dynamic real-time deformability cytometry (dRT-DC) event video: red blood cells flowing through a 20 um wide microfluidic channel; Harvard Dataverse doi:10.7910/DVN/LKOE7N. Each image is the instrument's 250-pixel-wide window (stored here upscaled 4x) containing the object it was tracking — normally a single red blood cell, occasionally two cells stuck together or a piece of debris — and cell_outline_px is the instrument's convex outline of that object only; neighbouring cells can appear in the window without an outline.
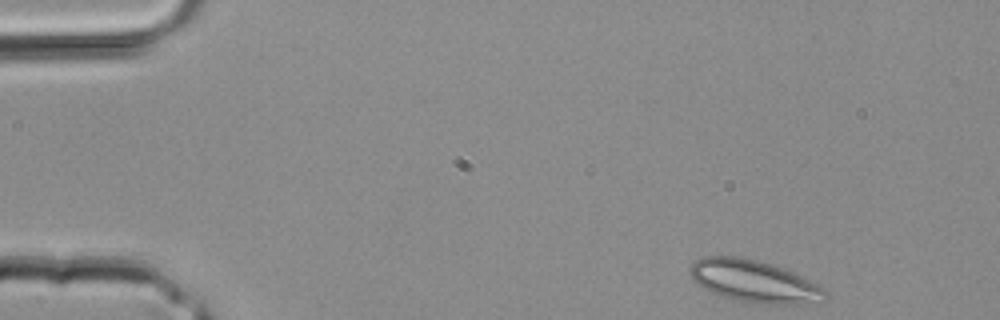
{"species": "common noctule bat (a hibernating species)", "species_latin": "Nyctalus noctula", "temperature_condition": "room temperature", "stored_images_in_passage": 35, "camera_frame_rate_fps": 3000, "um_per_image_px": 0.085, "animal": {"sex": "male", "body_mass_g": 20.4}, "frame": {"image": 1, "passage_image": 1, "time_ms": 0.0, "image_size_px": [1000, 320], "cell_outline_px": [[828, 296], [820, 304], [752, 304], [732, 300], [712, 292], [704, 288], [692, 280], [692, 264], [696, 260], [704, 256], [740, 256], [772, 264], [784, 268], [824, 288], [828, 292]], "centroid_in_image_um": [64.16, 23.94], "position_along_channel_um": 20.8, "area_um2": 33.52}}
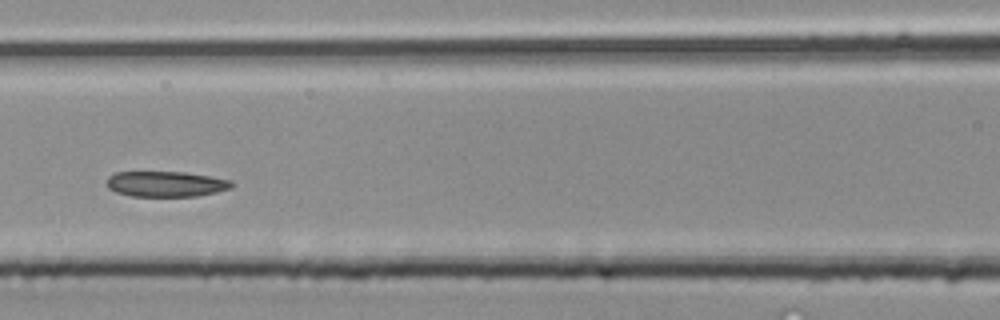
{"frame": {"image": 2, "passage_image": 14, "time_ms": 4.333, "image_size_px": [1000, 320], "cell_outline_px": [[236, 184], [232, 188], [216, 192], [196, 196], [128, 196], [116, 192], [108, 188], [108, 176], [116, 172], [184, 172], [232, 180]], "centroid_in_image_um": [14.13, 15.64], "position_along_channel_um": 152.5, "area_um2": 18.61}}
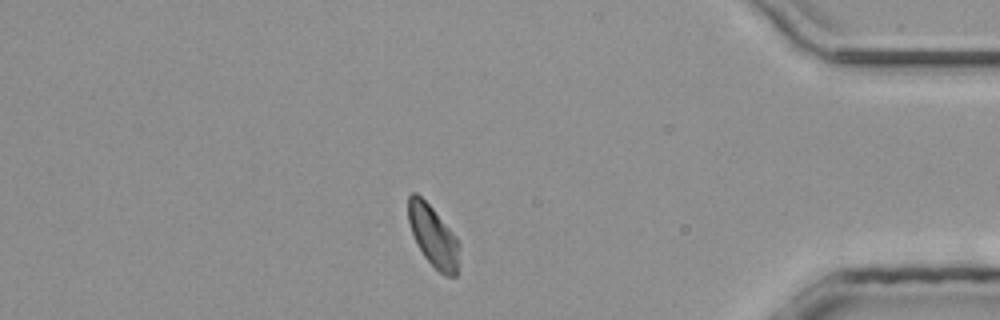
{"frame": {"image": 3, "passage_image": 30, "time_ms": 9.667, "image_size_px": [1000, 320], "cell_outline_px": [[460, 244], [456, 276], [444, 276], [424, 256], [416, 244], [408, 220], [408, 196], [412, 192], [416, 192], [432, 208], [456, 236]], "centroid_in_image_um": [36.82, 20.07], "position_along_channel_um": 398.4, "area_um2": 18.03}}